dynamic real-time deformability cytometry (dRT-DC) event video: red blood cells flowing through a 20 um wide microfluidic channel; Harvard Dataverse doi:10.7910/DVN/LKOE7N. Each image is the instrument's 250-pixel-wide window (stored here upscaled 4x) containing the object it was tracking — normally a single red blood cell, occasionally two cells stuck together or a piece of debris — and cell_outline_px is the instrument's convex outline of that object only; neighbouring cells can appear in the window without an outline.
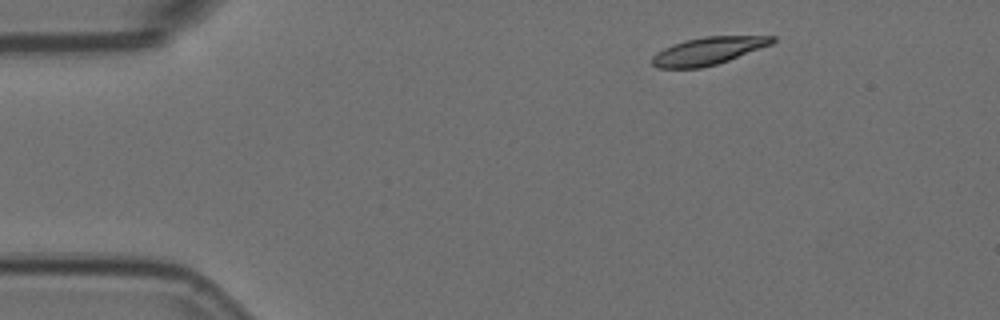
{"species": "Egyptian fruit bat (a non-hibernating species)", "species_latin": "Rousettus aegyptiacus", "temperature_condition": "room temperature", "stored_images_in_passage": 4, "camera_frame_rate_fps": 3000, "um_per_image_px": 0.085, "animal": {"sex": "female"}, "frame": {"image": 1, "passage_image": 1, "time_ms": 0.0, "image_size_px": [1000, 320], "cell_outline_px": [[776, 40], [772, 44], [728, 60], [716, 64], [700, 68], [656, 68], [652, 64], [652, 56], [656, 52], [672, 44], [684, 40], [704, 36], [776, 36]], "centroid_in_image_um": [60.16, 4.32], "position_along_channel_um": 24.8, "area_um2": 19.31}}
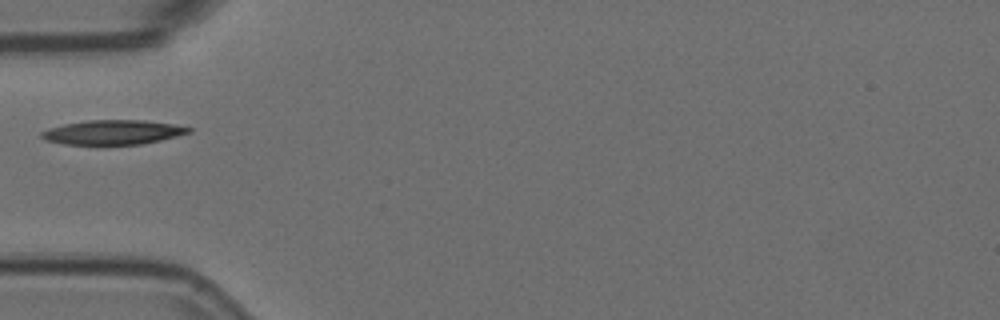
{"frame": {"image": 2, "passage_image": 4, "time_ms": 1.0, "image_size_px": [1000, 320], "cell_outline_px": [[192, 132], [160, 140], [140, 144], [64, 144], [44, 140], [40, 136], [40, 132], [48, 128], [64, 124], [88, 120], [144, 120], [176, 124], [192, 128]], "centroid_in_image_um": [9.59, 11.23], "position_along_channel_um": 75.4, "area_um2": 20.98}}